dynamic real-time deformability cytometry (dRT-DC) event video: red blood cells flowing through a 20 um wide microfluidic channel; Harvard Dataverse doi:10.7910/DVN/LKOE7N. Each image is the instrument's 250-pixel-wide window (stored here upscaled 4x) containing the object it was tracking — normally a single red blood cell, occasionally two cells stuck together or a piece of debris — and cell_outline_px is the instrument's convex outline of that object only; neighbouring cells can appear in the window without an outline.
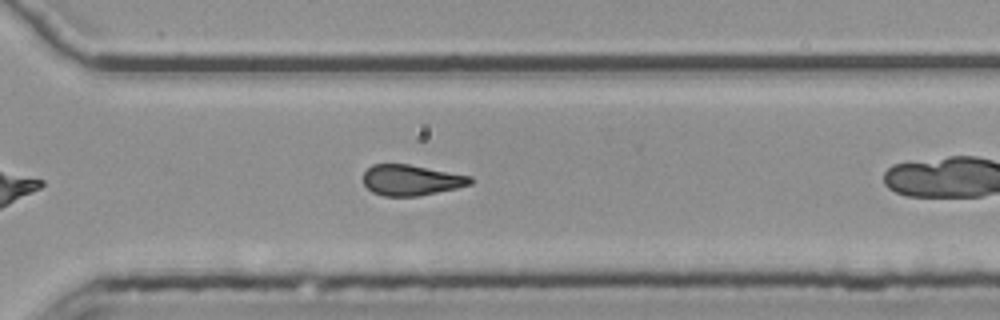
{"species": "common noctule bat (a hibernating species)", "species_latin": "Nyctalus noctula", "temperature_condition": "room temperature", "stored_images_in_passage": 27, "camera_frame_rate_fps": 3000, "um_per_image_px": 0.085, "animal": {"sex": "female", "body_mass_g": 25.1}, "frame": {"image": 1, "passage_image": 23, "time_ms": 7.333, "image_size_px": [1000, 320], "cell_outline_px": [[472, 184], [456, 188], [416, 196], [384, 196], [372, 192], [364, 184], [364, 172], [372, 164], [408, 164], [472, 176]], "centroid_in_image_um": [34.95, 15.3], "position_along_channel_um": 335.7, "area_um2": 19.02}}